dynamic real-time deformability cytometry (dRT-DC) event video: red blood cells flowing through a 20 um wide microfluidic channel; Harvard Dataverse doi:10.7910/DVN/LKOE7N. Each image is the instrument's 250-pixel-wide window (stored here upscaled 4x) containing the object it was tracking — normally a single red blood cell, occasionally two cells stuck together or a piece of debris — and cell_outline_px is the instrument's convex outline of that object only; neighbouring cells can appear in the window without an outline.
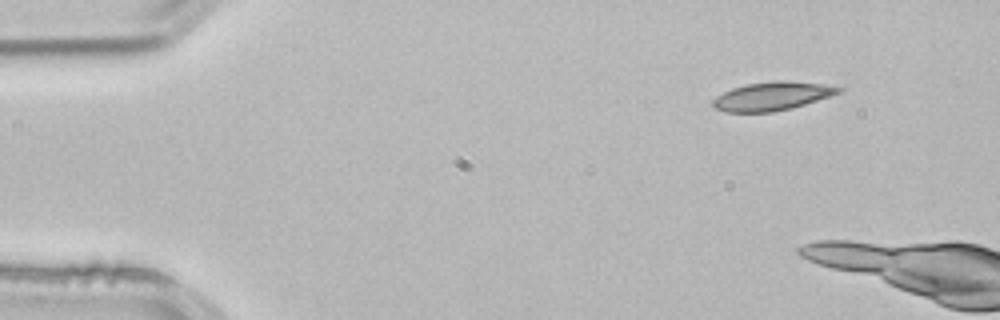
{"species": "common noctule bat (a hibernating species)", "species_latin": "Nyctalus noctula", "temperature_condition": "room temperature", "stored_images_in_passage": 5, "camera_frame_rate_fps": 3000, "um_per_image_px": 0.085, "animal": {"sex": "male", "body_mass_g": 21.5, "forearm_length_mm": 52.0}, "frame": {"image": 1, "passage_image": 5, "time_ms": 1.333, "image_size_px": [1000, 320], "cell_outline_px": [[844, 88], [840, 92], [792, 108], [772, 112], [724, 112], [716, 108], [712, 104], [712, 100], [716, 96], [732, 88], [748, 84], [776, 80], [780, 80], [820, 84]], "centroid_in_image_um": [65.57, 8.18], "position_along_channel_um": 19.4, "area_um2": 20.52}}